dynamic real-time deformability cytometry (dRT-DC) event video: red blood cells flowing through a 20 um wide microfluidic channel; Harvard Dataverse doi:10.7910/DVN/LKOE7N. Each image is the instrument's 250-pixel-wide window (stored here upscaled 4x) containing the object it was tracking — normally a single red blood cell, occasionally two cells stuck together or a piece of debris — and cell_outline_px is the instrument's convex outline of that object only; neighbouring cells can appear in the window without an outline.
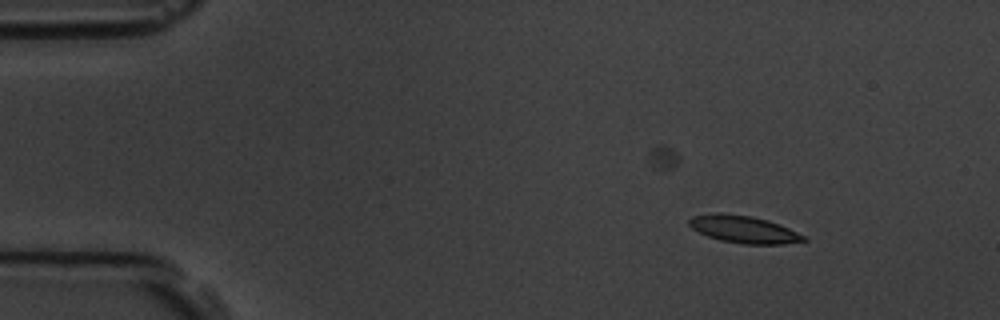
{"species": "common noctule bat (a hibernating species)", "species_latin": "Nyctalus noctula", "temperature_condition": "room temperature", "stored_images_in_passage": 5, "camera_frame_rate_fps": 3000, "um_per_image_px": 0.085, "animal": {"sex": "male", "body_mass_g": 19.5, "forearm_length_mm": 54.6}, "frame": {"image": 1, "passage_image": 3, "time_ms": 2.333, "image_size_px": [1000, 320], "cell_outline_px": [[808, 240], [784, 244], [744, 244], [720, 240], [708, 236], [692, 228], [688, 224], [688, 220], [692, 216], [716, 212], [720, 212], [752, 216], [768, 220], [808, 236]], "centroid_in_image_um": [63.23, 19.49], "position_along_channel_um": 21.8, "area_um2": 18.32}}